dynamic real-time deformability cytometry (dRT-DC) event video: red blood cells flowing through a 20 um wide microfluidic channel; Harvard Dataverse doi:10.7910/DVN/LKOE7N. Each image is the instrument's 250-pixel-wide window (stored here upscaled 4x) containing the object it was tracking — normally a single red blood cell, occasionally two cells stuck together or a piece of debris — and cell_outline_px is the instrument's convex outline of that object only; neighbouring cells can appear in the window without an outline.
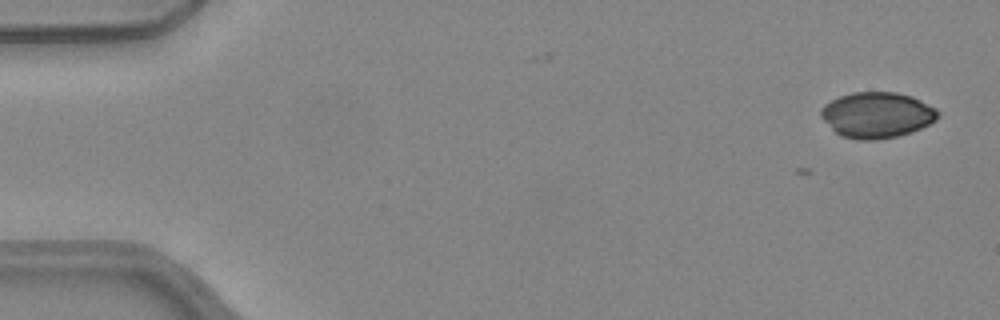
{"species": "common noctule bat (a hibernating species)", "species_latin": "Nyctalus noctula", "temperature_condition": "warm", "stored_images_in_passage": 2, "camera_frame_rate_fps": 3000, "um_per_image_px": 0.085, "animal": {"sex": "female", "body_mass_g": 24.6, "forearm_length_mm": 56.2}, "frame": {"image": 1, "passage_image": 2, "time_ms": 0.333, "image_size_px": [1000, 320], "cell_outline_px": [[940, 116], [936, 120], [912, 132], [896, 136], [876, 140], [856, 140], [840, 136], [820, 116], [820, 108], [824, 104], [840, 96], [852, 92], [896, 92], [912, 96], [936, 108], [940, 112]], "centroid_in_image_um": [74.54, 9.77], "position_along_channel_um": 10.5, "area_um2": 31.33}}